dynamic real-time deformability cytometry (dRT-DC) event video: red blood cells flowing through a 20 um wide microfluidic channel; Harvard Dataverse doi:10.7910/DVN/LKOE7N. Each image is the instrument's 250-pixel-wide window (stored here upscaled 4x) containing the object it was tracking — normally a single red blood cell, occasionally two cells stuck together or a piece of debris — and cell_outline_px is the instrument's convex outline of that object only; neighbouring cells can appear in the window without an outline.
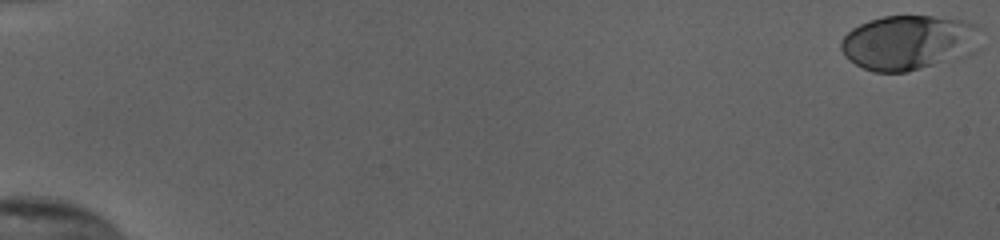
{"species": "human", "species_latin": "Homo sapiens", "temperature_condition": "cold", "stored_images_in_passage": 47, "camera_frame_rate_fps": 3000, "um_per_image_px": 0.085, "donor": {"sex": "female"}, "frame": {"image": 1, "passage_image": 1, "time_ms": 0.0, "image_size_px": [1000, 240], "cell_outline_px": [[980, 48], [976, 52], [908, 72], [872, 72], [848, 60], [844, 56], [840, 48], [840, 40], [852, 28], [868, 20], [884, 16], [932, 16], [964, 20], [976, 24], [980, 28]], "centroid_in_image_um": [77.26, 3.61], "position_along_channel_um": 7.7, "area_um2": 45.08}}
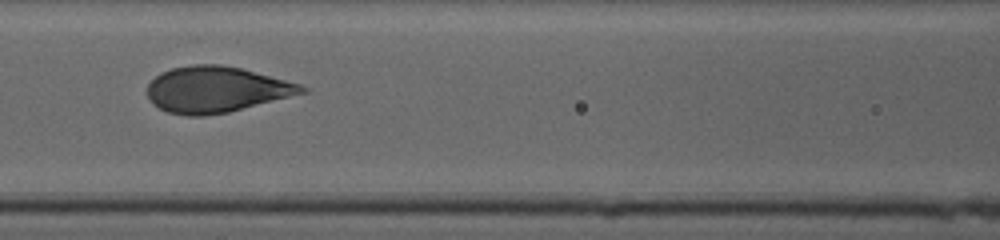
{"frame": {"image": 2, "passage_image": 27, "time_ms": 8.667, "image_size_px": [1000, 240], "cell_outline_px": [[308, 92], [228, 112], [204, 116], [188, 116], [168, 112], [152, 104], [148, 96], [148, 84], [160, 72], [172, 68], [188, 64], [220, 64], [240, 68], [300, 84], [308, 88]], "centroid_in_image_um": [18.35, 7.6], "position_along_channel_um": 148.2, "area_um2": 41.27}}
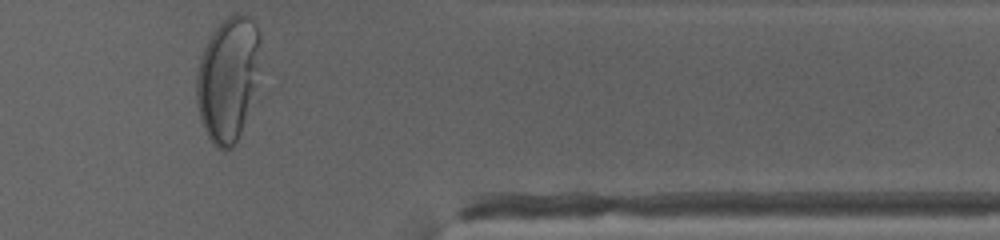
{"frame": {"image": 3, "passage_image": 47, "time_ms": 15.333, "image_size_px": [1000, 240], "cell_outline_px": [[260, 40], [256, 68], [252, 88], [240, 132], [236, 144], [232, 148], [216, 148], [212, 144], [200, 120], [196, 100], [196, 76], [200, 60], [204, 48], [212, 32], [228, 16], [236, 12], [240, 12], [248, 16], [256, 24], [260, 32]], "centroid_in_image_um": [19.31, 6.66], "position_along_channel_um": 392.1, "area_um2": 44.97}, "authors_computed_cell_mechanics": {"area_um2": 41.7894, "velocity_mm_per_s": 3.8264, "shape_relaxation_time_tau1_ms": 3.8855, "shape_relaxation_time_tau2_ms": null, "deformation_change_tau1": 0.1966, "deformation_change_tau2": null}}